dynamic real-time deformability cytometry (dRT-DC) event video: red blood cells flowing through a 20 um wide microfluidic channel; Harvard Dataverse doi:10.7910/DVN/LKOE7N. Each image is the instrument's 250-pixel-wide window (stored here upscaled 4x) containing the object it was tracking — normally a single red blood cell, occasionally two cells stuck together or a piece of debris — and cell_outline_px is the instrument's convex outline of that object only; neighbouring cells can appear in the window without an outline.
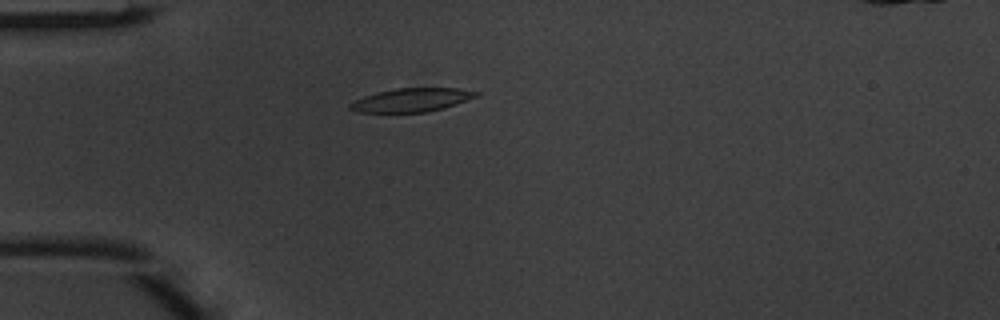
{"species": "common noctule bat (a hibernating species)", "species_latin": "Nyctalus noctula", "temperature_condition": "warm", "stored_images_in_passage": 5, "camera_frame_rate_fps": 3000, "um_per_image_px": 0.085, "animal": {"sex": "male", "body_mass_g": 20.1, "forearm_length_mm": 53.5}, "frame": {"image": 1, "passage_image": 5, "time_ms": 1.333, "image_size_px": [1000, 320], "cell_outline_px": [[480, 96], [444, 108], [428, 112], [356, 112], [348, 108], [348, 104], [364, 96], [376, 92], [396, 88], [456, 88], [480, 92]], "centroid_in_image_um": [35.0, 8.5], "position_along_channel_um": 50.0, "area_um2": 17.4}}